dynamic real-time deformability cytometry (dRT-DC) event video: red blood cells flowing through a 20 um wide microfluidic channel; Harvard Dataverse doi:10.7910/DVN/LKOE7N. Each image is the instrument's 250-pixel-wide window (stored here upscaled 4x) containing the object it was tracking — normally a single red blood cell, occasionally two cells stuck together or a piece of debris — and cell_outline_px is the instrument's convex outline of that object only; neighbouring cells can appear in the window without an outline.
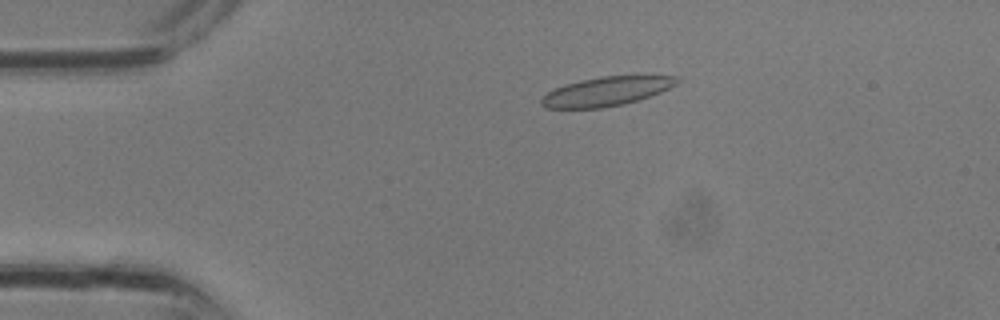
{"species": "common noctule bat (a hibernating species)", "species_latin": "Nyctalus noctula", "temperature_condition": "room temperature", "stored_images_in_passage": 16, "camera_frame_rate_fps": 3000, "um_per_image_px": 0.085, "animal": {"sex": "male", "body_mass_g": 13.3}, "frame": {"image": 1, "passage_image": 7, "time_ms": 2.0, "image_size_px": [1000, 320], "cell_outline_px": [[680, 80], [676, 84], [660, 92], [624, 104], [604, 108], [544, 108], [540, 104], [540, 100], [548, 92], [564, 84], [580, 80], [600, 76], [636, 72], [680, 76]], "centroid_in_image_um": [51.65, 7.7], "position_along_channel_um": 33.4, "area_um2": 23.99}}
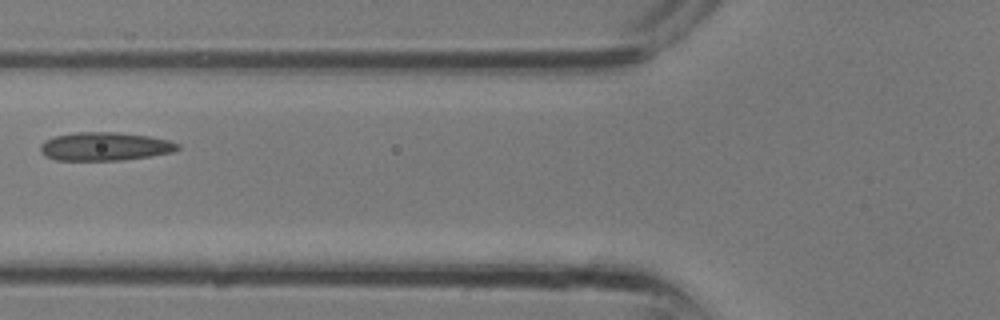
{"frame": {"image": 2, "passage_image": 13, "time_ms": 4.0, "image_size_px": [1000, 320], "cell_outline_px": [[180, 148], [172, 152], [152, 156], [124, 160], [56, 160], [44, 156], [40, 152], [40, 144], [44, 140], [56, 136], [76, 132], [116, 132], [148, 136], [168, 140], [180, 144]], "centroid_in_image_um": [8.9, 12.45], "position_along_channel_um": 116.9, "area_um2": 22.83}}
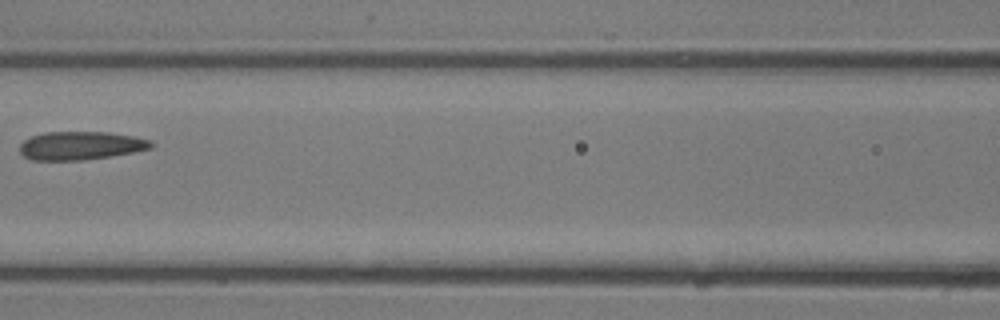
{"frame": {"image": 3, "passage_image": 15, "time_ms": 4.667, "image_size_px": [1000, 320], "cell_outline_px": [[152, 148], [132, 152], [84, 160], [32, 160], [24, 156], [20, 152], [20, 144], [24, 140], [32, 136], [44, 132], [108, 132], [136, 136], [152, 140]], "centroid_in_image_um": [6.86, 12.37], "position_along_channel_um": 159.7, "area_um2": 21.68}}